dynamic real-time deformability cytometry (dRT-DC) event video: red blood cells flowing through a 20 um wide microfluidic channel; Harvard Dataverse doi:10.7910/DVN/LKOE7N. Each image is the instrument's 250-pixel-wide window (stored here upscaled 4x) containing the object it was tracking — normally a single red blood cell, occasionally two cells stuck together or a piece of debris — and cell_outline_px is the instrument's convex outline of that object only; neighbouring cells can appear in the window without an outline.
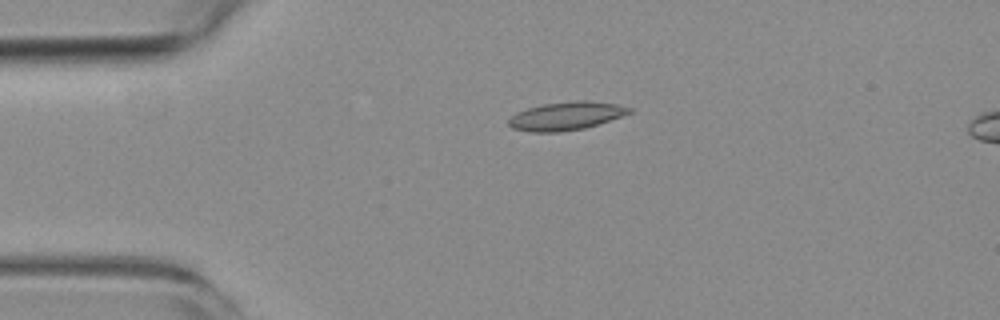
{"species": "common noctule bat (a hibernating species)", "species_latin": "Nyctalus noctula", "temperature_condition": "room temperature", "stored_images_in_passage": 3, "segment_of_instrument_passage": [1, 2], "camera_frame_rate_fps": 3000, "um_per_image_px": 0.085, "animal": {"sex": "female", "body_mass_g": 19.3, "forearm_length_mm": 54.1}, "frame": {"image": 1, "passage_image": 1, "time_ms": 0.0, "image_size_px": [1000, 320], "cell_outline_px": [[632, 112], [584, 128], [560, 132], [528, 132], [512, 128], [508, 124], [508, 120], [516, 112], [528, 108], [544, 104], [576, 100], [588, 100], [616, 104], [632, 108]], "centroid_in_image_um": [48.08, 9.85], "position_along_channel_um": 36.9, "area_um2": 19.71}}